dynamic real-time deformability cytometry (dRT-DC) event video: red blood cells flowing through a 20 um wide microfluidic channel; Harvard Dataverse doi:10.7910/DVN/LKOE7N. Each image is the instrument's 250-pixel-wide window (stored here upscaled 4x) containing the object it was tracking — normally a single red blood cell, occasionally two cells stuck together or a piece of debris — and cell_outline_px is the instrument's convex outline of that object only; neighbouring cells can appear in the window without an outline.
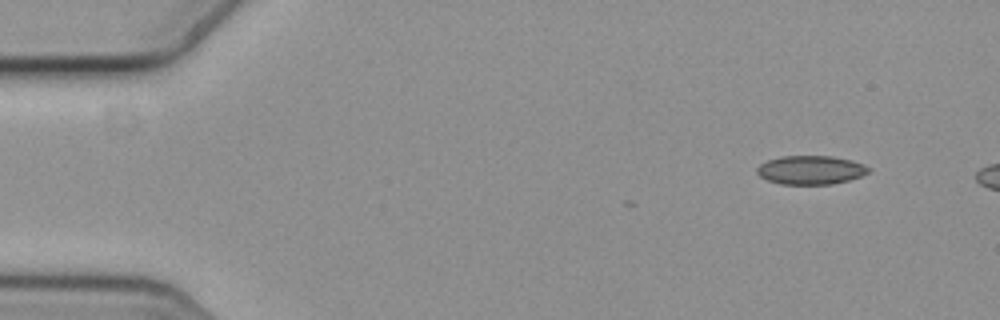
{"species": "common noctule bat (a hibernating species)", "species_latin": "Nyctalus noctula", "temperature_condition": "cold", "stored_images_in_passage": 8, "camera_frame_rate_fps": 3000, "um_per_image_px": 0.085, "animal": {"sex": "female", "body_mass_g": 19.3, "forearm_length_mm": 54.1}, "frame": {"image": 1, "passage_image": 1, "time_ms": 0.0, "image_size_px": [1000, 320], "cell_outline_px": [[872, 168], [868, 172], [860, 176], [848, 180], [832, 184], [780, 184], [768, 180], [760, 176], [756, 172], [756, 168], [760, 164], [768, 160], [780, 156], [832, 156], [852, 160], [864, 164]], "centroid_in_image_um": [68.91, 14.44], "position_along_channel_um": 16.1, "area_um2": 18.73}}